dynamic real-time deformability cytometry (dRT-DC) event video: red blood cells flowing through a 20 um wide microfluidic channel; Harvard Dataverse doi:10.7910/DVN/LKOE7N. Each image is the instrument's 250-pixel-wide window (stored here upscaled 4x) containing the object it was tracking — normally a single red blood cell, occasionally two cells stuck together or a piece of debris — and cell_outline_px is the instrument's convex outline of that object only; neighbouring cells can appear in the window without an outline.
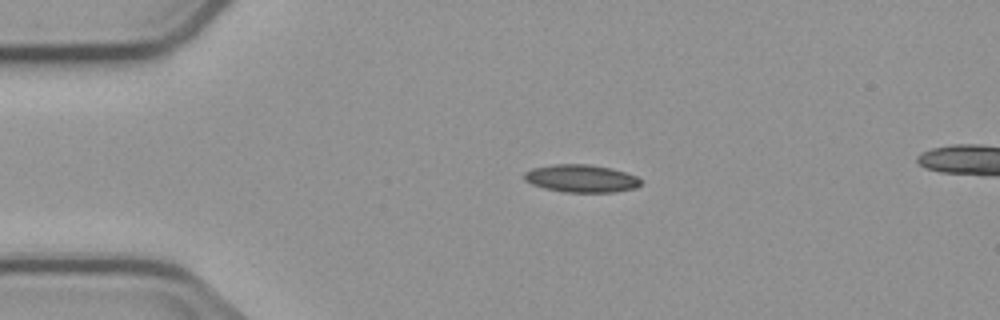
{"species": "common noctule bat (a hibernating species)", "species_latin": "Nyctalus noctula", "temperature_condition": "cold", "stored_images_in_passage": 4, "segment_of_instrument_passage": [1, 2], "camera_frame_rate_fps": 3000, "um_per_image_px": 0.085, "animal": {"sex": "male", "body_mass_g": 23.1, "forearm_length_mm": 52.7}, "frame": {"image": 1, "passage_image": 2, "time_ms": 2.333, "image_size_px": [1000, 320], "cell_outline_px": [[644, 180], [636, 188], [616, 192], [564, 192], [544, 188], [532, 184], [524, 180], [524, 172], [532, 168], [552, 164], [588, 164], [612, 168], [636, 176]], "centroid_in_image_um": [49.41, 15.17], "position_along_channel_um": 35.6, "area_um2": 18.96}}